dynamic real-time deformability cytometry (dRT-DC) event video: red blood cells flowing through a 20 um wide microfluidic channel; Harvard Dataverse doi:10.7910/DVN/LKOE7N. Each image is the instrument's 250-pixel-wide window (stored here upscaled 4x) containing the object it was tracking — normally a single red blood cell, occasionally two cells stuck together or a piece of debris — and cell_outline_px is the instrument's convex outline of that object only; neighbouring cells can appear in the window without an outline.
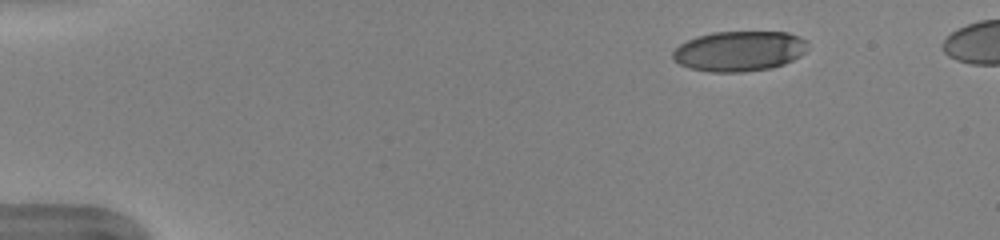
{"species": "human", "species_latin": "Homo sapiens", "temperature_condition": "warm", "stored_images_in_passage": 45, "camera_frame_rate_fps": 3000, "um_per_image_px": 0.085, "donor": {"sex": "female"}, "frame": {"image": 1, "passage_image": 1, "time_ms": 0.0, "image_size_px": [1000, 240], "cell_outline_px": [[808, 40], [804, 52], [800, 56], [784, 64], [772, 68], [744, 72], [708, 72], [688, 68], [672, 60], [672, 52], [680, 44], [688, 40], [712, 32], [788, 32], [800, 36]], "centroid_in_image_um": [62.83, 4.35], "position_along_channel_um": 22.2, "area_um2": 31.79}}
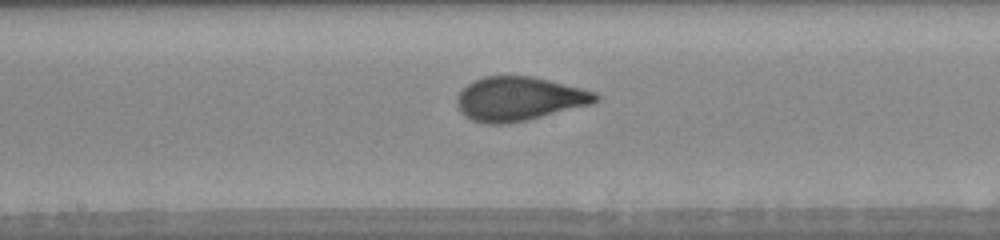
{"frame": {"image": 2, "passage_image": 22, "time_ms": 7.0, "image_size_px": [1000, 240], "cell_outline_px": [[600, 96], [592, 104], [528, 120], [508, 124], [484, 124], [472, 120], [464, 116], [456, 108], [456, 96], [468, 84], [484, 76], [532, 76], [596, 92]], "centroid_in_image_um": [44.08, 8.42], "position_along_channel_um": 204.1, "area_um2": 35.6}}
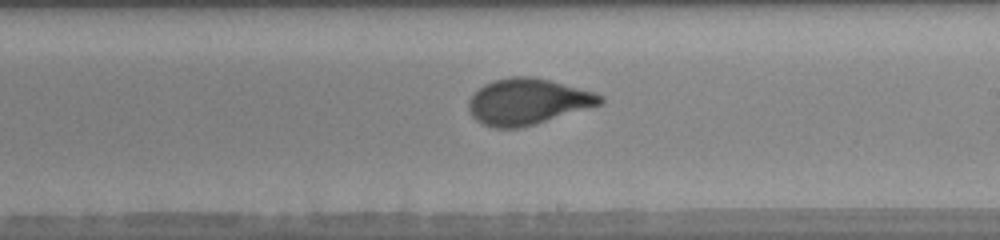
{"frame": {"image": 3, "passage_image": 25, "time_ms": 8.0, "image_size_px": [1000, 240], "cell_outline_px": [[604, 100], [600, 104], [536, 124], [520, 128], [492, 128], [476, 120], [468, 112], [468, 100], [484, 84], [492, 80], [508, 76], [532, 76], [548, 80], [592, 92], [604, 96]], "centroid_in_image_um": [44.79, 8.64], "position_along_channel_um": 244.2, "area_um2": 35.08}}